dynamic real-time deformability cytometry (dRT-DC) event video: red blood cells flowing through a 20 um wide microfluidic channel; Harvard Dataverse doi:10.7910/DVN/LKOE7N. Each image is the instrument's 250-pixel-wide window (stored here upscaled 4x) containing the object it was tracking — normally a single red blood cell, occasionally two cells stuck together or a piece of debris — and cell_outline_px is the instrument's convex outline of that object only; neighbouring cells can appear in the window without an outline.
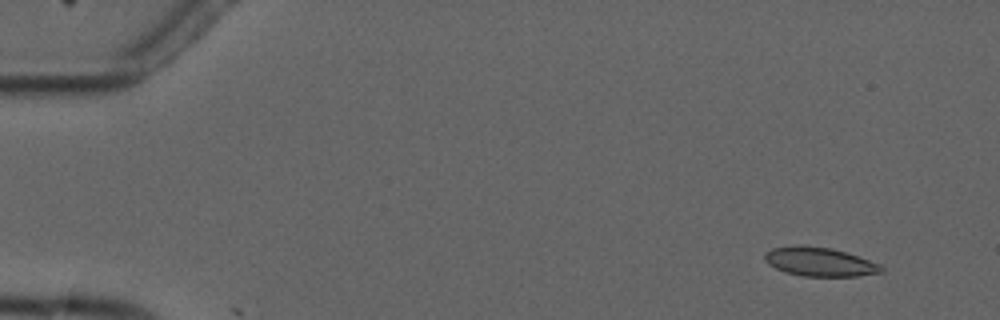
{"species": "common noctule bat (a hibernating species)", "species_latin": "Nyctalus noctula", "temperature_condition": "cold", "stored_images_in_passage": 5, "camera_frame_rate_fps": 3000, "um_per_image_px": 0.085, "animal": {"sex": "male", "forearm_length_mm": 52.5}, "frame": {"image": 1, "passage_image": 2, "time_ms": 1.0, "image_size_px": [1000, 320], "cell_outline_px": [[884, 272], [856, 276], [804, 276], [784, 272], [768, 264], [764, 260], [764, 252], [772, 248], [796, 244], [804, 244], [832, 248], [880, 264], [884, 268]], "centroid_in_image_um": [69.62, 22.24], "position_along_channel_um": 15.4, "area_um2": 19.83}}